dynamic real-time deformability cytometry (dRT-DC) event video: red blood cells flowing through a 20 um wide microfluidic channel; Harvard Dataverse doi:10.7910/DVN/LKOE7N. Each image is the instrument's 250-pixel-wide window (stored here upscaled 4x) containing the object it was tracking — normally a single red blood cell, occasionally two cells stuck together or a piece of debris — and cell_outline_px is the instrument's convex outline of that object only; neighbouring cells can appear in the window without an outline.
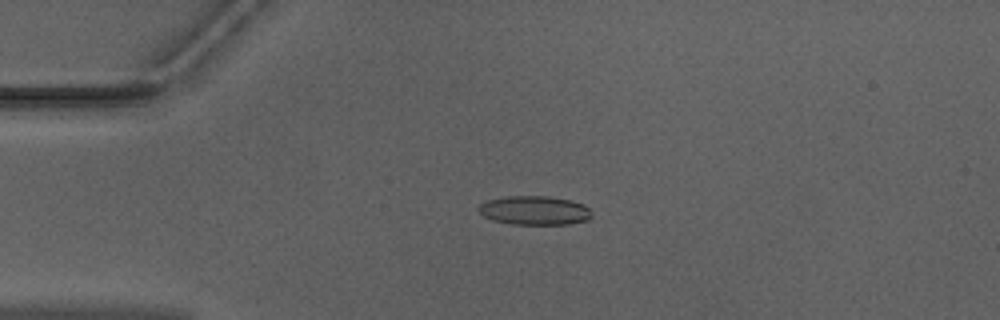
{"species": "Egyptian fruit bat (a non-hibernating species)", "species_latin": "Rousettus aegyptiacus", "temperature_condition": "warm", "stored_images_in_passage": 49, "camera_frame_rate_fps": 3000, "um_per_image_px": 0.085, "animal": {"sex": "male"}, "frame": {"image": 1, "passage_image": 10, "time_ms": 3.0, "image_size_px": [1000, 320], "cell_outline_px": [[592, 216], [588, 220], [568, 224], [512, 224], [492, 220], [484, 216], [480, 212], [480, 204], [488, 200], [508, 196], [548, 196], [572, 200], [584, 204], [588, 208]], "centroid_in_image_um": [45.47, 17.88], "position_along_channel_um": 39.5, "area_um2": 19.02}}
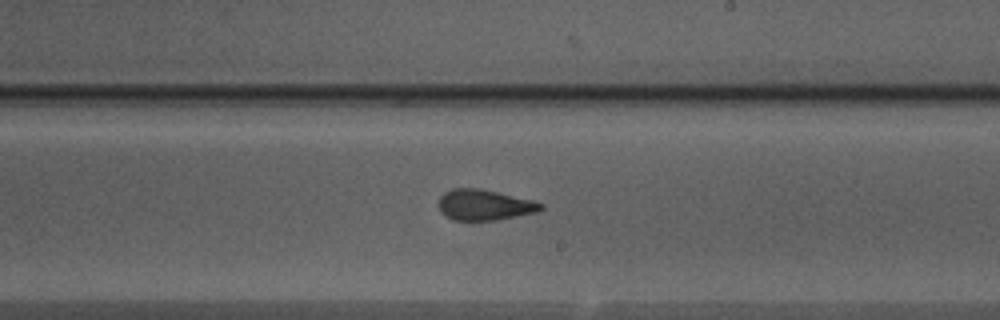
{"frame": {"image": 2, "passage_image": 28, "time_ms": 9.0, "image_size_px": [1000, 320], "cell_outline_px": [[544, 208], [536, 212], [496, 220], [452, 220], [440, 212], [440, 196], [444, 192], [452, 188], [480, 188], [532, 200], [544, 204]], "centroid_in_image_um": [41.17, 17.41], "position_along_channel_um": 247.8, "area_um2": 18.21}}
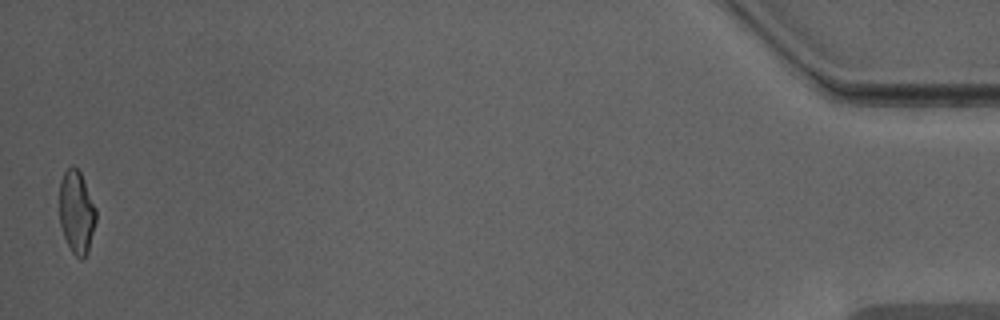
{"frame": {"image": 3, "passage_image": 49, "time_ms": 16.0, "image_size_px": [1000, 320], "cell_outline_px": [[96, 220], [88, 252], [80, 260], [72, 252], [64, 236], [60, 224], [60, 180], [64, 172], [72, 164], [80, 172], [96, 208]], "centroid_in_image_um": [6.51, 18.03], "position_along_channel_um": 428.7, "area_um2": 17.51}, "authors_computed_cell_mechanics": {"area_um2": 18.4382, "velocity_mm_per_s": 3.975, "shape_relaxation_time_tau1_ms": null, "shape_relaxation_time_tau2_ms": 1.7732, "deformation_change_tau1": null, "deformation_change_tau2": 0.0993}}